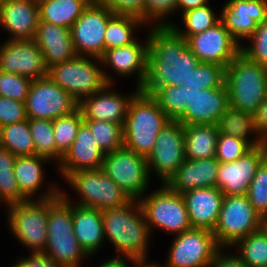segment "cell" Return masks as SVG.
<instances>
[{
	"mask_svg": "<svg viewBox=\"0 0 267 267\" xmlns=\"http://www.w3.org/2000/svg\"><path fill=\"white\" fill-rule=\"evenodd\" d=\"M199 63L187 41L170 26H149L147 73L139 90L152 95L162 86L178 87Z\"/></svg>",
	"mask_w": 267,
	"mask_h": 267,
	"instance_id": "obj_1",
	"label": "cell"
},
{
	"mask_svg": "<svg viewBox=\"0 0 267 267\" xmlns=\"http://www.w3.org/2000/svg\"><path fill=\"white\" fill-rule=\"evenodd\" d=\"M106 243L116 255L136 260H150L151 234L139 200L102 211Z\"/></svg>",
	"mask_w": 267,
	"mask_h": 267,
	"instance_id": "obj_2",
	"label": "cell"
},
{
	"mask_svg": "<svg viewBox=\"0 0 267 267\" xmlns=\"http://www.w3.org/2000/svg\"><path fill=\"white\" fill-rule=\"evenodd\" d=\"M170 121L157 101L139 90L130 100L122 125L124 147L147 158L157 135Z\"/></svg>",
	"mask_w": 267,
	"mask_h": 267,
	"instance_id": "obj_3",
	"label": "cell"
},
{
	"mask_svg": "<svg viewBox=\"0 0 267 267\" xmlns=\"http://www.w3.org/2000/svg\"><path fill=\"white\" fill-rule=\"evenodd\" d=\"M44 254L62 267H83L89 256L81 248L73 228V203L61 194L49 198L47 244Z\"/></svg>",
	"mask_w": 267,
	"mask_h": 267,
	"instance_id": "obj_4",
	"label": "cell"
},
{
	"mask_svg": "<svg viewBox=\"0 0 267 267\" xmlns=\"http://www.w3.org/2000/svg\"><path fill=\"white\" fill-rule=\"evenodd\" d=\"M225 85L231 108L255 114L267 97V67L240 52L226 67Z\"/></svg>",
	"mask_w": 267,
	"mask_h": 267,
	"instance_id": "obj_5",
	"label": "cell"
},
{
	"mask_svg": "<svg viewBox=\"0 0 267 267\" xmlns=\"http://www.w3.org/2000/svg\"><path fill=\"white\" fill-rule=\"evenodd\" d=\"M62 181L68 184L69 189L73 188V195L76 194L72 200L65 186H61L60 194L69 203L104 211L121 207L131 200L101 169L75 171Z\"/></svg>",
	"mask_w": 267,
	"mask_h": 267,
	"instance_id": "obj_6",
	"label": "cell"
},
{
	"mask_svg": "<svg viewBox=\"0 0 267 267\" xmlns=\"http://www.w3.org/2000/svg\"><path fill=\"white\" fill-rule=\"evenodd\" d=\"M159 185L139 199L151 236L156 229L172 236L191 229L182 194L174 192L166 183Z\"/></svg>",
	"mask_w": 267,
	"mask_h": 267,
	"instance_id": "obj_7",
	"label": "cell"
},
{
	"mask_svg": "<svg viewBox=\"0 0 267 267\" xmlns=\"http://www.w3.org/2000/svg\"><path fill=\"white\" fill-rule=\"evenodd\" d=\"M7 229L28 253L44 252L47 244L49 199L27 200L5 208Z\"/></svg>",
	"mask_w": 267,
	"mask_h": 267,
	"instance_id": "obj_8",
	"label": "cell"
},
{
	"mask_svg": "<svg viewBox=\"0 0 267 267\" xmlns=\"http://www.w3.org/2000/svg\"><path fill=\"white\" fill-rule=\"evenodd\" d=\"M48 76L78 103L108 84L103 74L101 60L96 57L77 55L69 61L49 68Z\"/></svg>",
	"mask_w": 267,
	"mask_h": 267,
	"instance_id": "obj_9",
	"label": "cell"
},
{
	"mask_svg": "<svg viewBox=\"0 0 267 267\" xmlns=\"http://www.w3.org/2000/svg\"><path fill=\"white\" fill-rule=\"evenodd\" d=\"M261 228V217L247 195H224L214 238L220 248H230L237 241Z\"/></svg>",
	"mask_w": 267,
	"mask_h": 267,
	"instance_id": "obj_10",
	"label": "cell"
},
{
	"mask_svg": "<svg viewBox=\"0 0 267 267\" xmlns=\"http://www.w3.org/2000/svg\"><path fill=\"white\" fill-rule=\"evenodd\" d=\"M101 170L110 177L130 199L139 200L151 189L146 157L125 147L104 155Z\"/></svg>",
	"mask_w": 267,
	"mask_h": 267,
	"instance_id": "obj_11",
	"label": "cell"
},
{
	"mask_svg": "<svg viewBox=\"0 0 267 267\" xmlns=\"http://www.w3.org/2000/svg\"><path fill=\"white\" fill-rule=\"evenodd\" d=\"M172 238L160 267H209L220 249L213 232L206 229L191 228Z\"/></svg>",
	"mask_w": 267,
	"mask_h": 267,
	"instance_id": "obj_12",
	"label": "cell"
},
{
	"mask_svg": "<svg viewBox=\"0 0 267 267\" xmlns=\"http://www.w3.org/2000/svg\"><path fill=\"white\" fill-rule=\"evenodd\" d=\"M114 13L100 0H92L70 28L76 55L101 58L105 52V31Z\"/></svg>",
	"mask_w": 267,
	"mask_h": 267,
	"instance_id": "obj_13",
	"label": "cell"
},
{
	"mask_svg": "<svg viewBox=\"0 0 267 267\" xmlns=\"http://www.w3.org/2000/svg\"><path fill=\"white\" fill-rule=\"evenodd\" d=\"M184 146V125L171 120L157 135L154 148L146 158L150 177L154 173L159 184L167 183L186 160Z\"/></svg>",
	"mask_w": 267,
	"mask_h": 267,
	"instance_id": "obj_14",
	"label": "cell"
},
{
	"mask_svg": "<svg viewBox=\"0 0 267 267\" xmlns=\"http://www.w3.org/2000/svg\"><path fill=\"white\" fill-rule=\"evenodd\" d=\"M24 103L28 119L55 120L78 108V102L49 76L32 80Z\"/></svg>",
	"mask_w": 267,
	"mask_h": 267,
	"instance_id": "obj_15",
	"label": "cell"
},
{
	"mask_svg": "<svg viewBox=\"0 0 267 267\" xmlns=\"http://www.w3.org/2000/svg\"><path fill=\"white\" fill-rule=\"evenodd\" d=\"M146 31L144 40L138 38L130 45L105 50L100 60L108 84H116L118 81L114 78L121 77L124 80L126 77L129 79L133 76L137 79L135 87L139 89L142 87L147 73L148 30L146 29ZM110 71L111 73H109Z\"/></svg>",
	"mask_w": 267,
	"mask_h": 267,
	"instance_id": "obj_16",
	"label": "cell"
},
{
	"mask_svg": "<svg viewBox=\"0 0 267 267\" xmlns=\"http://www.w3.org/2000/svg\"><path fill=\"white\" fill-rule=\"evenodd\" d=\"M186 41L188 48L200 62L214 63L225 68L241 52V45L221 20L206 31L190 36Z\"/></svg>",
	"mask_w": 267,
	"mask_h": 267,
	"instance_id": "obj_17",
	"label": "cell"
},
{
	"mask_svg": "<svg viewBox=\"0 0 267 267\" xmlns=\"http://www.w3.org/2000/svg\"><path fill=\"white\" fill-rule=\"evenodd\" d=\"M0 71L22 75L31 80L48 76L43 53L34 40L2 41Z\"/></svg>",
	"mask_w": 267,
	"mask_h": 267,
	"instance_id": "obj_18",
	"label": "cell"
},
{
	"mask_svg": "<svg viewBox=\"0 0 267 267\" xmlns=\"http://www.w3.org/2000/svg\"><path fill=\"white\" fill-rule=\"evenodd\" d=\"M221 5V21L240 44L253 35L258 24L267 19V0H226Z\"/></svg>",
	"mask_w": 267,
	"mask_h": 267,
	"instance_id": "obj_19",
	"label": "cell"
},
{
	"mask_svg": "<svg viewBox=\"0 0 267 267\" xmlns=\"http://www.w3.org/2000/svg\"><path fill=\"white\" fill-rule=\"evenodd\" d=\"M267 156L265 144L253 146L234 162H219L216 187L224 195H245L257 168Z\"/></svg>",
	"mask_w": 267,
	"mask_h": 267,
	"instance_id": "obj_20",
	"label": "cell"
},
{
	"mask_svg": "<svg viewBox=\"0 0 267 267\" xmlns=\"http://www.w3.org/2000/svg\"><path fill=\"white\" fill-rule=\"evenodd\" d=\"M185 113L177 120L183 125L217 124L229 107L225 83L221 87L205 90L185 88Z\"/></svg>",
	"mask_w": 267,
	"mask_h": 267,
	"instance_id": "obj_21",
	"label": "cell"
},
{
	"mask_svg": "<svg viewBox=\"0 0 267 267\" xmlns=\"http://www.w3.org/2000/svg\"><path fill=\"white\" fill-rule=\"evenodd\" d=\"M49 163L53 164L48 158L39 155L16 156L13 171L20 192L28 200H43L60 195L61 183L58 184L57 181L44 183L47 179L45 167Z\"/></svg>",
	"mask_w": 267,
	"mask_h": 267,
	"instance_id": "obj_22",
	"label": "cell"
},
{
	"mask_svg": "<svg viewBox=\"0 0 267 267\" xmlns=\"http://www.w3.org/2000/svg\"><path fill=\"white\" fill-rule=\"evenodd\" d=\"M116 84H107L103 89L83 98L78 103L84 120H101L117 124L124 123L132 97L139 91L123 93L114 89Z\"/></svg>",
	"mask_w": 267,
	"mask_h": 267,
	"instance_id": "obj_23",
	"label": "cell"
},
{
	"mask_svg": "<svg viewBox=\"0 0 267 267\" xmlns=\"http://www.w3.org/2000/svg\"><path fill=\"white\" fill-rule=\"evenodd\" d=\"M104 155L89 126L83 121L72 146L58 163L56 173L64 180L75 171L101 169Z\"/></svg>",
	"mask_w": 267,
	"mask_h": 267,
	"instance_id": "obj_24",
	"label": "cell"
},
{
	"mask_svg": "<svg viewBox=\"0 0 267 267\" xmlns=\"http://www.w3.org/2000/svg\"><path fill=\"white\" fill-rule=\"evenodd\" d=\"M39 23L37 0H5L0 3V30L10 40H34Z\"/></svg>",
	"mask_w": 267,
	"mask_h": 267,
	"instance_id": "obj_25",
	"label": "cell"
},
{
	"mask_svg": "<svg viewBox=\"0 0 267 267\" xmlns=\"http://www.w3.org/2000/svg\"><path fill=\"white\" fill-rule=\"evenodd\" d=\"M192 228L213 232L224 194L217 187L197 188L182 193Z\"/></svg>",
	"mask_w": 267,
	"mask_h": 267,
	"instance_id": "obj_26",
	"label": "cell"
},
{
	"mask_svg": "<svg viewBox=\"0 0 267 267\" xmlns=\"http://www.w3.org/2000/svg\"><path fill=\"white\" fill-rule=\"evenodd\" d=\"M34 41L43 53L45 65L69 61L76 55L70 29L49 22H39Z\"/></svg>",
	"mask_w": 267,
	"mask_h": 267,
	"instance_id": "obj_27",
	"label": "cell"
},
{
	"mask_svg": "<svg viewBox=\"0 0 267 267\" xmlns=\"http://www.w3.org/2000/svg\"><path fill=\"white\" fill-rule=\"evenodd\" d=\"M219 161L214 158L186 159L177 172L167 181V185L176 193L197 188L216 187Z\"/></svg>",
	"mask_w": 267,
	"mask_h": 267,
	"instance_id": "obj_28",
	"label": "cell"
},
{
	"mask_svg": "<svg viewBox=\"0 0 267 267\" xmlns=\"http://www.w3.org/2000/svg\"><path fill=\"white\" fill-rule=\"evenodd\" d=\"M74 235L89 257L96 256L106 245L102 211L73 204Z\"/></svg>",
	"mask_w": 267,
	"mask_h": 267,
	"instance_id": "obj_29",
	"label": "cell"
},
{
	"mask_svg": "<svg viewBox=\"0 0 267 267\" xmlns=\"http://www.w3.org/2000/svg\"><path fill=\"white\" fill-rule=\"evenodd\" d=\"M185 158L198 160L214 158L219 136L217 124L184 125Z\"/></svg>",
	"mask_w": 267,
	"mask_h": 267,
	"instance_id": "obj_30",
	"label": "cell"
},
{
	"mask_svg": "<svg viewBox=\"0 0 267 267\" xmlns=\"http://www.w3.org/2000/svg\"><path fill=\"white\" fill-rule=\"evenodd\" d=\"M92 0H37L39 22L70 29Z\"/></svg>",
	"mask_w": 267,
	"mask_h": 267,
	"instance_id": "obj_31",
	"label": "cell"
},
{
	"mask_svg": "<svg viewBox=\"0 0 267 267\" xmlns=\"http://www.w3.org/2000/svg\"><path fill=\"white\" fill-rule=\"evenodd\" d=\"M219 133L244 139L252 146L264 144L255 125V116L250 112L236 110L230 106L217 122Z\"/></svg>",
	"mask_w": 267,
	"mask_h": 267,
	"instance_id": "obj_32",
	"label": "cell"
},
{
	"mask_svg": "<svg viewBox=\"0 0 267 267\" xmlns=\"http://www.w3.org/2000/svg\"><path fill=\"white\" fill-rule=\"evenodd\" d=\"M149 26L139 18L114 14L108 21L105 31V50L127 46L134 43L137 32Z\"/></svg>",
	"mask_w": 267,
	"mask_h": 267,
	"instance_id": "obj_33",
	"label": "cell"
},
{
	"mask_svg": "<svg viewBox=\"0 0 267 267\" xmlns=\"http://www.w3.org/2000/svg\"><path fill=\"white\" fill-rule=\"evenodd\" d=\"M214 5L190 9L180 15V21L173 22L170 27L181 37L187 40L190 36L202 33L221 20V14L214 10Z\"/></svg>",
	"mask_w": 267,
	"mask_h": 267,
	"instance_id": "obj_34",
	"label": "cell"
},
{
	"mask_svg": "<svg viewBox=\"0 0 267 267\" xmlns=\"http://www.w3.org/2000/svg\"><path fill=\"white\" fill-rule=\"evenodd\" d=\"M230 249L248 267H267V234L260 228L237 241Z\"/></svg>",
	"mask_w": 267,
	"mask_h": 267,
	"instance_id": "obj_35",
	"label": "cell"
},
{
	"mask_svg": "<svg viewBox=\"0 0 267 267\" xmlns=\"http://www.w3.org/2000/svg\"><path fill=\"white\" fill-rule=\"evenodd\" d=\"M0 147L8 149L15 156L35 155L28 119L1 127Z\"/></svg>",
	"mask_w": 267,
	"mask_h": 267,
	"instance_id": "obj_36",
	"label": "cell"
},
{
	"mask_svg": "<svg viewBox=\"0 0 267 267\" xmlns=\"http://www.w3.org/2000/svg\"><path fill=\"white\" fill-rule=\"evenodd\" d=\"M83 121L84 118L79 108L68 115L60 116L53 120L56 144V166L72 146L77 136L78 128Z\"/></svg>",
	"mask_w": 267,
	"mask_h": 267,
	"instance_id": "obj_37",
	"label": "cell"
},
{
	"mask_svg": "<svg viewBox=\"0 0 267 267\" xmlns=\"http://www.w3.org/2000/svg\"><path fill=\"white\" fill-rule=\"evenodd\" d=\"M225 70L224 66L218 64L200 62L180 86L194 90L221 87L225 83Z\"/></svg>",
	"mask_w": 267,
	"mask_h": 267,
	"instance_id": "obj_38",
	"label": "cell"
},
{
	"mask_svg": "<svg viewBox=\"0 0 267 267\" xmlns=\"http://www.w3.org/2000/svg\"><path fill=\"white\" fill-rule=\"evenodd\" d=\"M29 129L35 147V155L51 160L56 167V144L53 131V120L28 119Z\"/></svg>",
	"mask_w": 267,
	"mask_h": 267,
	"instance_id": "obj_39",
	"label": "cell"
},
{
	"mask_svg": "<svg viewBox=\"0 0 267 267\" xmlns=\"http://www.w3.org/2000/svg\"><path fill=\"white\" fill-rule=\"evenodd\" d=\"M94 136L97 146L110 153L124 147L122 124L101 120H84Z\"/></svg>",
	"mask_w": 267,
	"mask_h": 267,
	"instance_id": "obj_40",
	"label": "cell"
},
{
	"mask_svg": "<svg viewBox=\"0 0 267 267\" xmlns=\"http://www.w3.org/2000/svg\"><path fill=\"white\" fill-rule=\"evenodd\" d=\"M151 96L173 121H177L186 111L185 87L183 86H162Z\"/></svg>",
	"mask_w": 267,
	"mask_h": 267,
	"instance_id": "obj_41",
	"label": "cell"
},
{
	"mask_svg": "<svg viewBox=\"0 0 267 267\" xmlns=\"http://www.w3.org/2000/svg\"><path fill=\"white\" fill-rule=\"evenodd\" d=\"M246 195L256 213L261 218L267 216V156L259 164Z\"/></svg>",
	"mask_w": 267,
	"mask_h": 267,
	"instance_id": "obj_42",
	"label": "cell"
},
{
	"mask_svg": "<svg viewBox=\"0 0 267 267\" xmlns=\"http://www.w3.org/2000/svg\"><path fill=\"white\" fill-rule=\"evenodd\" d=\"M176 2L177 0H145V23L148 26H170L174 22L172 17L178 16Z\"/></svg>",
	"mask_w": 267,
	"mask_h": 267,
	"instance_id": "obj_43",
	"label": "cell"
},
{
	"mask_svg": "<svg viewBox=\"0 0 267 267\" xmlns=\"http://www.w3.org/2000/svg\"><path fill=\"white\" fill-rule=\"evenodd\" d=\"M246 42L241 45V53L251 61L267 67V19L258 24L253 35Z\"/></svg>",
	"mask_w": 267,
	"mask_h": 267,
	"instance_id": "obj_44",
	"label": "cell"
},
{
	"mask_svg": "<svg viewBox=\"0 0 267 267\" xmlns=\"http://www.w3.org/2000/svg\"><path fill=\"white\" fill-rule=\"evenodd\" d=\"M253 146L242 138L219 133L215 158L219 162H234Z\"/></svg>",
	"mask_w": 267,
	"mask_h": 267,
	"instance_id": "obj_45",
	"label": "cell"
},
{
	"mask_svg": "<svg viewBox=\"0 0 267 267\" xmlns=\"http://www.w3.org/2000/svg\"><path fill=\"white\" fill-rule=\"evenodd\" d=\"M31 82L22 75L0 71V96L25 102Z\"/></svg>",
	"mask_w": 267,
	"mask_h": 267,
	"instance_id": "obj_46",
	"label": "cell"
},
{
	"mask_svg": "<svg viewBox=\"0 0 267 267\" xmlns=\"http://www.w3.org/2000/svg\"><path fill=\"white\" fill-rule=\"evenodd\" d=\"M13 170L0 172V203L3 207L25 202ZM5 205V206H4Z\"/></svg>",
	"mask_w": 267,
	"mask_h": 267,
	"instance_id": "obj_47",
	"label": "cell"
},
{
	"mask_svg": "<svg viewBox=\"0 0 267 267\" xmlns=\"http://www.w3.org/2000/svg\"><path fill=\"white\" fill-rule=\"evenodd\" d=\"M25 103L0 96V125L18 123L27 120Z\"/></svg>",
	"mask_w": 267,
	"mask_h": 267,
	"instance_id": "obj_48",
	"label": "cell"
},
{
	"mask_svg": "<svg viewBox=\"0 0 267 267\" xmlns=\"http://www.w3.org/2000/svg\"><path fill=\"white\" fill-rule=\"evenodd\" d=\"M114 14L128 15L145 22V0H100Z\"/></svg>",
	"mask_w": 267,
	"mask_h": 267,
	"instance_id": "obj_49",
	"label": "cell"
},
{
	"mask_svg": "<svg viewBox=\"0 0 267 267\" xmlns=\"http://www.w3.org/2000/svg\"><path fill=\"white\" fill-rule=\"evenodd\" d=\"M29 254L24 257L18 256L19 258H16L9 267H62L54 258L43 252Z\"/></svg>",
	"mask_w": 267,
	"mask_h": 267,
	"instance_id": "obj_50",
	"label": "cell"
},
{
	"mask_svg": "<svg viewBox=\"0 0 267 267\" xmlns=\"http://www.w3.org/2000/svg\"><path fill=\"white\" fill-rule=\"evenodd\" d=\"M228 250V251H227ZM230 250H232L230 252ZM227 251V252H226ZM209 267H248L230 248H220Z\"/></svg>",
	"mask_w": 267,
	"mask_h": 267,
	"instance_id": "obj_51",
	"label": "cell"
},
{
	"mask_svg": "<svg viewBox=\"0 0 267 267\" xmlns=\"http://www.w3.org/2000/svg\"><path fill=\"white\" fill-rule=\"evenodd\" d=\"M255 116V125L258 131V134L264 141L267 139V97L260 104L258 111L254 114Z\"/></svg>",
	"mask_w": 267,
	"mask_h": 267,
	"instance_id": "obj_52",
	"label": "cell"
},
{
	"mask_svg": "<svg viewBox=\"0 0 267 267\" xmlns=\"http://www.w3.org/2000/svg\"><path fill=\"white\" fill-rule=\"evenodd\" d=\"M109 257L101 260V263L96 267H130L136 261V259L128 256L113 255Z\"/></svg>",
	"mask_w": 267,
	"mask_h": 267,
	"instance_id": "obj_53",
	"label": "cell"
},
{
	"mask_svg": "<svg viewBox=\"0 0 267 267\" xmlns=\"http://www.w3.org/2000/svg\"><path fill=\"white\" fill-rule=\"evenodd\" d=\"M211 4L210 0H177L176 13L180 16L182 13L199 7Z\"/></svg>",
	"mask_w": 267,
	"mask_h": 267,
	"instance_id": "obj_54",
	"label": "cell"
},
{
	"mask_svg": "<svg viewBox=\"0 0 267 267\" xmlns=\"http://www.w3.org/2000/svg\"><path fill=\"white\" fill-rule=\"evenodd\" d=\"M15 158L8 149L0 147V172L13 170Z\"/></svg>",
	"mask_w": 267,
	"mask_h": 267,
	"instance_id": "obj_55",
	"label": "cell"
},
{
	"mask_svg": "<svg viewBox=\"0 0 267 267\" xmlns=\"http://www.w3.org/2000/svg\"><path fill=\"white\" fill-rule=\"evenodd\" d=\"M130 267H160L159 261L157 263L152 260H136Z\"/></svg>",
	"mask_w": 267,
	"mask_h": 267,
	"instance_id": "obj_56",
	"label": "cell"
},
{
	"mask_svg": "<svg viewBox=\"0 0 267 267\" xmlns=\"http://www.w3.org/2000/svg\"><path fill=\"white\" fill-rule=\"evenodd\" d=\"M261 228L267 234V216L261 218Z\"/></svg>",
	"mask_w": 267,
	"mask_h": 267,
	"instance_id": "obj_57",
	"label": "cell"
},
{
	"mask_svg": "<svg viewBox=\"0 0 267 267\" xmlns=\"http://www.w3.org/2000/svg\"><path fill=\"white\" fill-rule=\"evenodd\" d=\"M264 144H265L266 150H267V139L264 140Z\"/></svg>",
	"mask_w": 267,
	"mask_h": 267,
	"instance_id": "obj_58",
	"label": "cell"
}]
</instances>
